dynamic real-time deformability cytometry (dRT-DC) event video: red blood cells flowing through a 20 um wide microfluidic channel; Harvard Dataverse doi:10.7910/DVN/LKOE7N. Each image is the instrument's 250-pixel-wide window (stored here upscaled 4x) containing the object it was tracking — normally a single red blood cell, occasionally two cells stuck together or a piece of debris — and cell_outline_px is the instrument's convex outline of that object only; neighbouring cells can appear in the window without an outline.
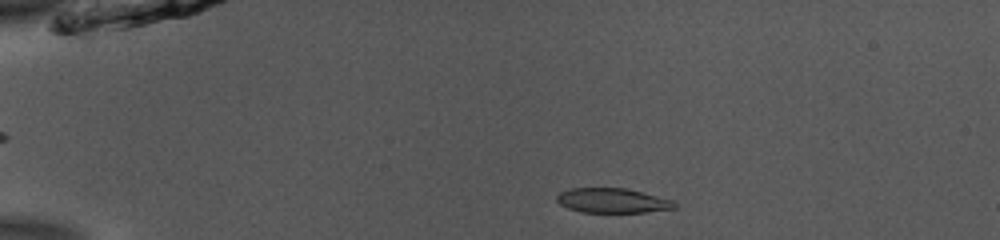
{"species": "common noctule bat (a hibernating species)", "species_latin": "Nyctalus noctula", "temperature_condition": "room temperature", "stored_images_in_passage": 47, "camera_frame_rate_fps": 3000, "um_per_image_px": 0.085, "animal": {"sex": "male", "body_mass_g": 13.0, "forearm_length_mm": 53.1}, "frame": {"image": 1, "passage_image": 6, "time_ms": 1.667, "image_size_px": [1000, 240], "cell_outline_px": [[676, 208], [644, 212], [580, 212], [568, 208], [560, 204], [556, 200], [556, 196], [560, 192], [572, 188], [624, 188], [676, 200]], "centroid_in_image_um": [52.07, 17.05], "position_along_channel_um": 32.9, "area_um2": 16.94}}
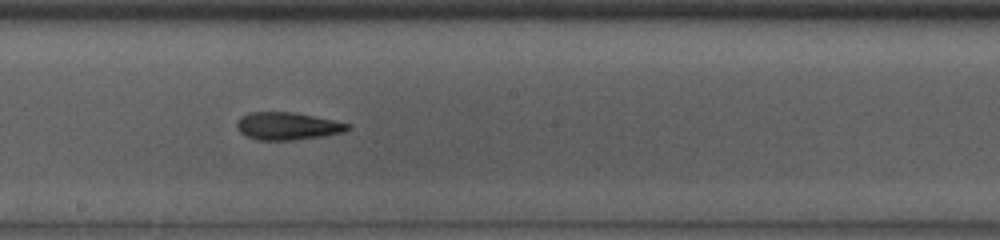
{"frame": {"image": 2, "passage_image": 25, "time_ms": 8.0, "image_size_px": [1000, 240], "cell_outline_px": [[352, 128], [344, 132], [324, 136], [292, 140], [256, 140], [244, 136], [236, 128], [236, 124], [240, 116], [248, 112], [292, 112], [352, 124]], "centroid_in_image_um": [24.41, 10.72], "position_along_channel_um": 223.8, "area_um2": 17.98}}
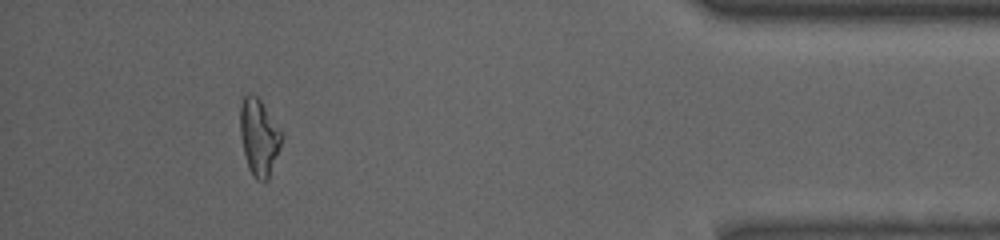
{"frame": {"image": 3, "passage_image": 43, "time_ms": 14.0, "image_size_px": [1000, 240], "cell_outline_px": [[284, 136], [280, 148], [268, 180], [256, 180], [248, 168], [244, 152], [240, 132], [240, 104], [244, 96], [248, 92], [256, 96], [260, 100]], "centroid_in_image_um": [22.01, 11.65], "position_along_channel_um": 413.2, "area_um2": 18.38}, "authors_computed_cell_mechanics": {"area_um2": 18.207, "velocity_mm_per_s": 3.9027, "shape_relaxation_time_tau1_ms": 4.2841, "shape_relaxation_time_tau2_ms": 4.1474, "deformation_change_tau1": 0.129, "deformation_change_tau2": 0.1476}}